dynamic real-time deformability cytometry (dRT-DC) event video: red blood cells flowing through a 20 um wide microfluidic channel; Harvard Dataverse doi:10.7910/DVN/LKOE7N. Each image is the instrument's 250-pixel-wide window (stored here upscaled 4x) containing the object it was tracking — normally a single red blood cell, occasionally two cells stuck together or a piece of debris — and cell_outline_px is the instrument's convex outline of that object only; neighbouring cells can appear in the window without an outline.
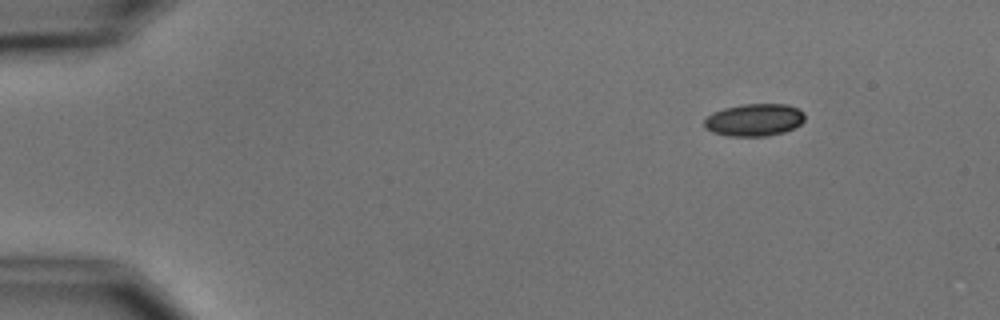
{"species": "common noctule bat (a hibernating species)", "species_latin": "Nyctalus noctula", "temperature_condition": "cold", "stored_images_in_passage": 3, "camera_frame_rate_fps": 3000, "um_per_image_px": 0.085, "animal": {"sex": "male", "body_mass_g": 15.6}, "frame": {"image": 1, "passage_image": 3, "time_ms": 2.333, "image_size_px": [1000, 320], "cell_outline_px": [[804, 120], [800, 124], [784, 132], [768, 136], [728, 136], [712, 132], [704, 128], [704, 120], [712, 112], [724, 108], [744, 104], [788, 104], [804, 112]], "centroid_in_image_um": [64.09, 10.19], "position_along_channel_um": 20.9, "area_um2": 19.02}}